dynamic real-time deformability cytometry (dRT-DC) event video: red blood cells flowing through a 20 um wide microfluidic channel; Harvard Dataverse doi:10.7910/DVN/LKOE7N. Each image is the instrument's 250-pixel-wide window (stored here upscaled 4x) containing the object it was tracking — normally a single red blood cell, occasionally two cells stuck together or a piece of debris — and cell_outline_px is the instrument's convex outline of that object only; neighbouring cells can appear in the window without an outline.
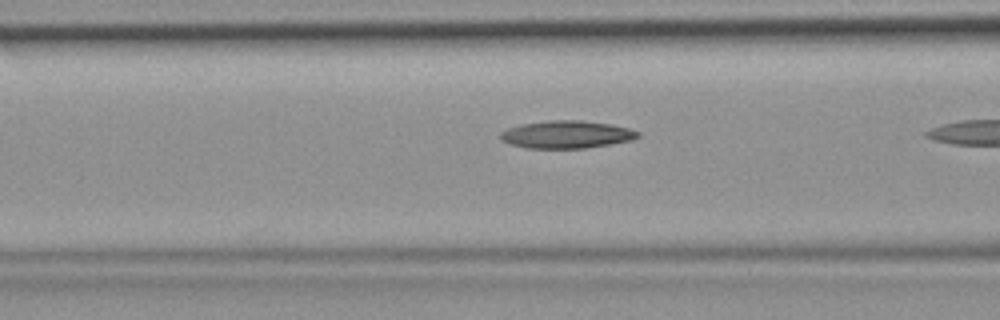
{"species": "common noctule bat (a hibernating species)", "species_latin": "Nyctalus noctula", "temperature_condition": "room temperature", "stored_images_in_passage": 10, "camera_frame_rate_fps": 3000, "um_per_image_px": 0.085, "animal": {"sex": "female", "body_mass_g": 19.9}, "frame": {"image": 1, "passage_image": 6, "time_ms": 1.667, "image_size_px": [1000, 320], "cell_outline_px": [[640, 136], [632, 140], [584, 148], [524, 148], [508, 144], [500, 140], [500, 132], [508, 128], [524, 124], [548, 120], [580, 120], [612, 124], [628, 128], [640, 132]], "centroid_in_image_um": [48.14, 11.43], "position_along_channel_um": 118.5, "area_um2": 22.14}}